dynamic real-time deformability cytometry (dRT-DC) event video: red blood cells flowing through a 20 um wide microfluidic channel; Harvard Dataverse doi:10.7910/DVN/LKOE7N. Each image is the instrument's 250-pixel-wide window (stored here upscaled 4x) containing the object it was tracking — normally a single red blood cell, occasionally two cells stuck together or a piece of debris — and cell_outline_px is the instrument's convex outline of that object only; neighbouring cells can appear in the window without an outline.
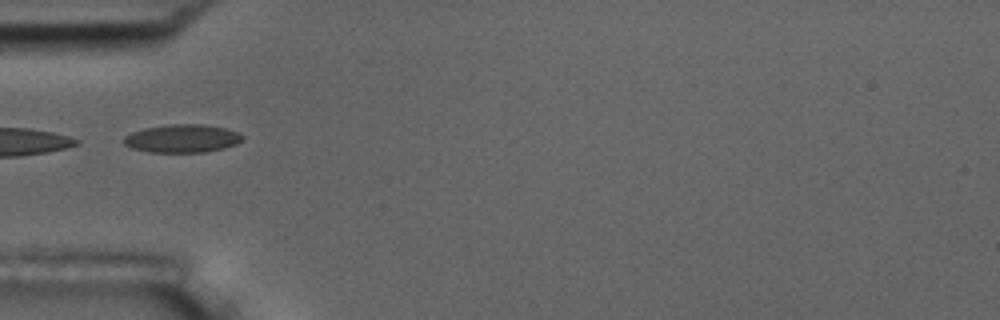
{"species": "common noctule bat (a hibernating species)", "species_latin": "Nyctalus noctula", "temperature_condition": "room temperature", "stored_images_in_passage": 11, "camera_frame_rate_fps": 3000, "um_per_image_px": 0.085, "animal": {"sex": "male", "body_mass_g": 17.5, "forearm_length_mm": 52.3}, "frame": {"image": 1, "passage_image": 2, "time_ms": 2.0, "image_size_px": [1000, 320], "cell_outline_px": [[244, 136], [236, 144], [224, 148], [204, 152], [148, 152], [132, 148], [124, 144], [124, 136], [132, 132], [144, 128], [172, 124], [204, 124], [224, 128], [236, 132]], "centroid_in_image_um": [15.46, 11.77], "position_along_channel_um": 69.5, "area_um2": 19.31}}
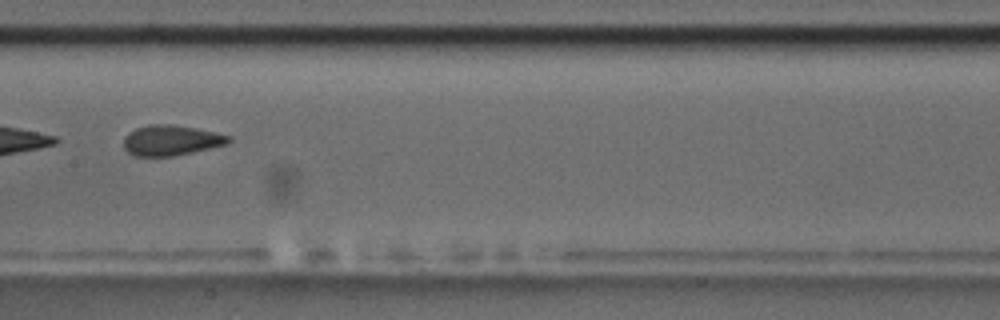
{"frame": {"image": 2, "passage_image": 5, "time_ms": 5.333, "image_size_px": [1000, 320], "cell_outline_px": [[232, 140], [228, 144], [192, 152], [172, 156], [132, 156], [124, 148], [124, 136], [128, 132], [136, 128], [148, 124], [172, 124], [196, 128], [232, 136]], "centroid_in_image_um": [14.54, 11.92], "position_along_channel_um": 192.9, "area_um2": 18.73}}
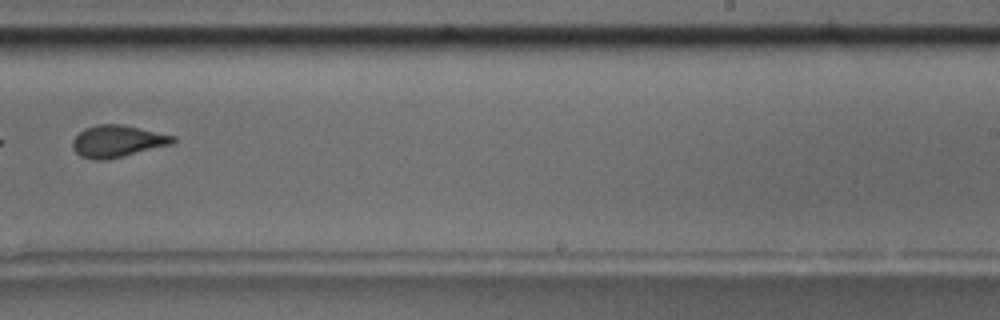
{"frame": {"image": 3, "passage_image": 7, "time_ms": 7.667, "image_size_px": [1000, 320], "cell_outline_px": [[176, 140], [172, 144], [104, 160], [92, 160], [80, 156], [72, 148], [72, 140], [84, 128], [96, 124], [120, 124], [140, 128], [176, 136]], "centroid_in_image_um": [9.95, 11.99], "position_along_channel_um": 279.0, "area_um2": 18.55}, "authors_computed_cell_mechanics": {"area_um2": 18.7272, "velocity_mm_per_s": 3.6941, "shape_relaxation_time_tau1_ms": 3.8674, "shape_relaxation_time_tau2_ms": null, "deformation_change_tau1": 0.099, "deformation_change_tau2": null}}